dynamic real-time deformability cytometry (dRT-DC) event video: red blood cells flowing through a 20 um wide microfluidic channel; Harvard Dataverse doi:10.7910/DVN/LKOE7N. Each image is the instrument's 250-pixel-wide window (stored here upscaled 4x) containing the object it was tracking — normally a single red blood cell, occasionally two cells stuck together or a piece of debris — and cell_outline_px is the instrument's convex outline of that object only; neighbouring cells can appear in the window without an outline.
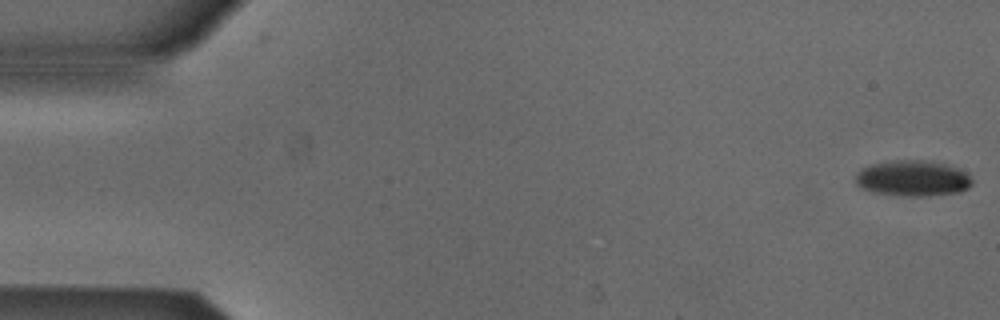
{"species": "Egyptian fruit bat (a non-hibernating species)", "species_latin": "Rousettus aegyptiacus", "temperature_condition": "cold", "stored_images_in_passage": 12, "camera_frame_rate_fps": 3000, "um_per_image_px": 0.085, "animal": {"sex": "male"}, "frame": {"image": 1, "passage_image": 1, "time_ms": 0.0, "image_size_px": [1000, 320], "cell_outline_px": [[972, 184], [968, 188], [960, 192], [920, 196], [908, 196], [872, 192], [860, 188], [856, 184], [856, 172], [872, 164], [892, 160], [924, 160], [944, 164], [956, 168], [964, 172], [972, 180]], "centroid_in_image_um": [77.55, 15.16], "position_along_channel_um": 7.5, "area_um2": 24.1}}